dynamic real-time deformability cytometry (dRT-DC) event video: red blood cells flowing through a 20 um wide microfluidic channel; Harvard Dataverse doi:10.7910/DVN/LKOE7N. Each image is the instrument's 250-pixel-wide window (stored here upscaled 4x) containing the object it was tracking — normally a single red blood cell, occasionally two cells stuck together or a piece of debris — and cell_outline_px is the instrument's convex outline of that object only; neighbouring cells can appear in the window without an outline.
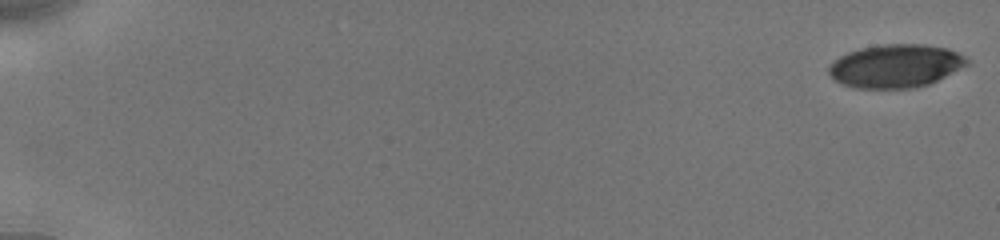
{"species": "human", "species_latin": "Homo sapiens", "temperature_condition": "cold", "stored_images_in_passage": 51, "camera_frame_rate_fps": 3000, "um_per_image_px": 0.085, "donor": {"sex": "male"}, "frame": {"image": 1, "passage_image": 1, "time_ms": 0.0, "image_size_px": [1000, 240], "cell_outline_px": [[968, 64], [928, 84], [916, 88], [856, 88], [844, 84], [836, 80], [828, 72], [828, 68], [840, 56], [848, 52], [860, 48], [880, 44], [924, 44], [948, 48], [964, 56], [968, 60]], "centroid_in_image_um": [76.12, 5.6], "position_along_channel_um": 8.9, "area_um2": 34.45}}
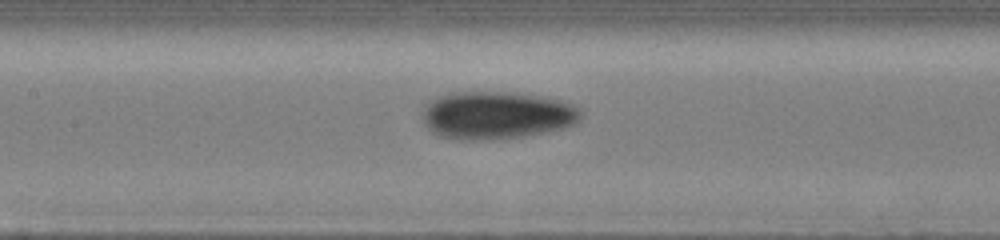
{"frame": {"image": 2, "passage_image": 20, "time_ms": 9.0, "image_size_px": [1000, 240], "cell_outline_px": [[580, 120], [576, 124], [564, 128], [548, 132], [524, 136], [472, 140], [464, 140], [440, 136], [432, 132], [424, 124], [424, 104], [436, 96], [452, 92], [512, 92], [540, 96], [560, 100], [572, 104], [580, 108]], "centroid_in_image_um": [42.21, 9.78], "position_along_channel_um": 165.2, "area_um2": 44.16}}
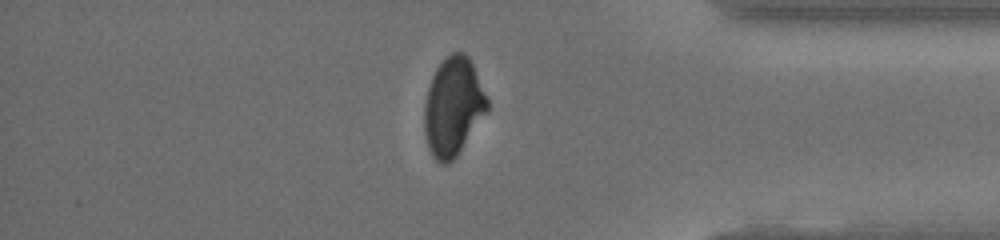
{"frame": {"image": 3, "passage_image": 45, "time_ms": 15.333, "image_size_px": [1000, 240], "cell_outline_px": [[488, 108], [456, 156], [448, 164], [440, 164], [432, 156], [428, 148], [424, 132], [424, 104], [428, 88], [432, 76], [436, 68], [452, 52], [464, 52], [468, 56], [472, 64], [488, 100]], "centroid_in_image_um": [38.48, 9.08], "position_along_channel_um": 396.7, "area_um2": 35.49}, "authors_computed_cell_mechanics": {"area_um2": 38.3792, "velocity_mm_per_s": 3.9098, "shape_relaxation_time_tau1_ms": 5.1018, "shape_relaxation_time_tau2_ms": 2.6512, "deformation_change_tau1": 0.1063, "deformation_change_tau2": 0.0602}}